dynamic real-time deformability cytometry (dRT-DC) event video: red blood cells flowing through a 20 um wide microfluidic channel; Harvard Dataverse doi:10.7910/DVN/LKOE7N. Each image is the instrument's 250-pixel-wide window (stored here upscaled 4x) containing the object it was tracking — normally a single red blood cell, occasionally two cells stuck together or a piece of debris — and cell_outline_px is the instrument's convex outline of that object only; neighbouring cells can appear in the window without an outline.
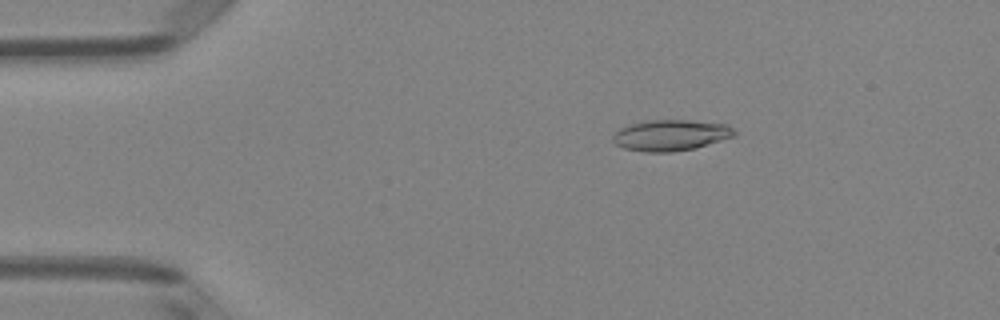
{"species": "Egyptian fruit bat (a non-hibernating species)", "species_latin": "Rousettus aegyptiacus", "temperature_condition": "room temperature", "stored_images_in_passage": 50, "camera_frame_rate_fps": 3000, "um_per_image_px": 0.085, "animal": {"sex": "female"}, "frame": {"image": 1, "passage_image": 9, "time_ms": 2.667, "image_size_px": [1000, 320], "cell_outline_px": [[736, 136], [696, 148], [672, 152], [644, 152], [624, 148], [616, 144], [612, 140], [612, 136], [620, 128], [632, 124], [648, 120], [688, 120], [728, 124], [736, 132]], "centroid_in_image_um": [57.04, 11.5], "position_along_channel_um": 28.0, "area_um2": 22.02}}
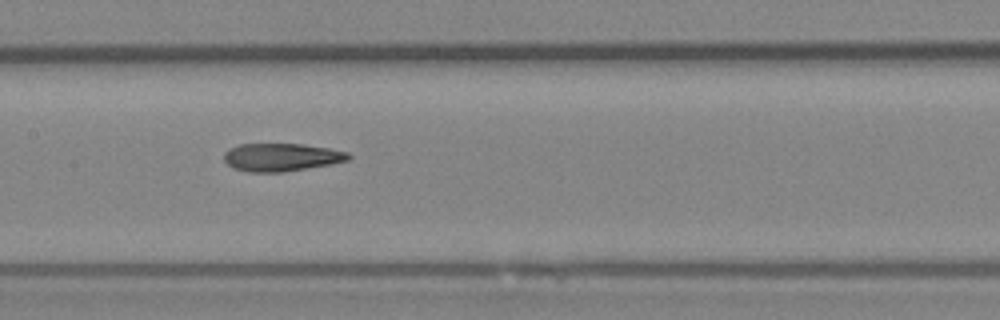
{"frame": {"image": 2, "passage_image": 25, "time_ms": 8.0, "image_size_px": [1000, 320], "cell_outline_px": [[352, 156], [348, 160], [332, 164], [280, 172], [248, 172], [232, 168], [224, 160], [224, 152], [228, 148], [240, 144], [300, 144], [328, 148], [348, 152]], "centroid_in_image_um": [23.89, 13.36], "position_along_channel_um": 183.5, "area_um2": 20.23}}
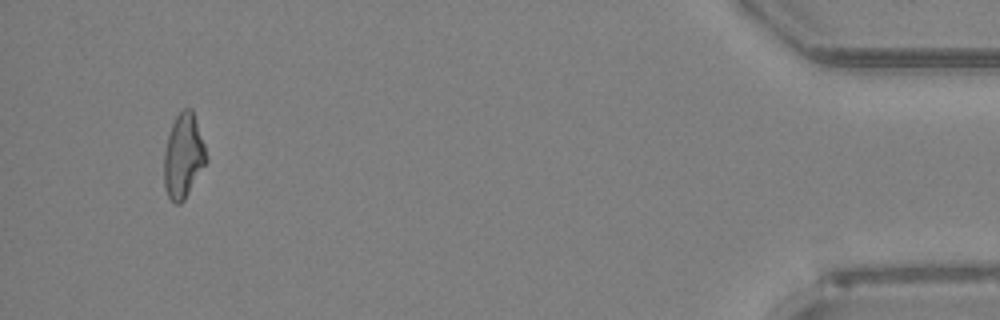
{"frame": {"image": 3, "passage_image": 48, "time_ms": 15.667, "image_size_px": [1000, 320], "cell_outline_px": [[208, 160], [184, 200], [180, 204], [176, 204], [168, 196], [164, 188], [164, 152], [168, 136], [172, 124], [176, 116], [184, 108], [192, 108], [208, 156]], "centroid_in_image_um": [15.59, 13.27], "position_along_channel_um": 419.6, "area_um2": 20.69}, "authors_computed_cell_mechanics": {"area_um2": 20.8658, "velocity_mm_per_s": 4.0535, "shape_relaxation_time_tau1_ms": null, "shape_relaxation_time_tau2_ms": 3.4005, "deformation_change_tau1": null, "deformation_change_tau2": 0.1379}}